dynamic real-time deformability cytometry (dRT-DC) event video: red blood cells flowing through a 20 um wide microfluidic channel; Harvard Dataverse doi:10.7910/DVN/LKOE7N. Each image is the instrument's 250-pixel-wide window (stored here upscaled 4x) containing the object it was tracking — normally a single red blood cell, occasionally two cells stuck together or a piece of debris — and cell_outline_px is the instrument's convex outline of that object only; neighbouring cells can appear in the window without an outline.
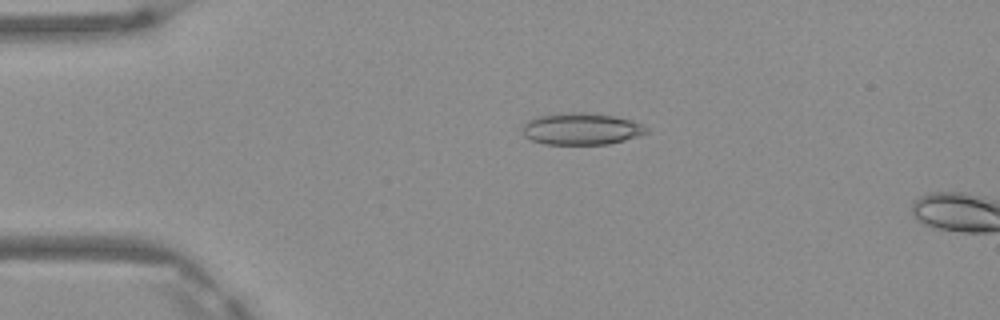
{"species": "Egyptian fruit bat (a non-hibernating species)", "species_latin": "Rousettus aegyptiacus", "temperature_condition": "warm", "stored_images_in_passage": 4, "camera_frame_rate_fps": 3000, "um_per_image_px": 0.085, "frame": {"image": 1, "passage_image": 3, "time_ms": 0.667, "image_size_px": [1000, 320], "cell_outline_px": [[648, 132], [624, 140], [608, 144], [544, 144], [532, 140], [524, 136], [520, 128], [528, 120], [540, 116], [572, 112], [584, 112], [612, 116], [632, 120], [644, 124], [648, 128]], "centroid_in_image_um": [49.4, 10.96], "position_along_channel_um": 35.6, "area_um2": 22.89}}